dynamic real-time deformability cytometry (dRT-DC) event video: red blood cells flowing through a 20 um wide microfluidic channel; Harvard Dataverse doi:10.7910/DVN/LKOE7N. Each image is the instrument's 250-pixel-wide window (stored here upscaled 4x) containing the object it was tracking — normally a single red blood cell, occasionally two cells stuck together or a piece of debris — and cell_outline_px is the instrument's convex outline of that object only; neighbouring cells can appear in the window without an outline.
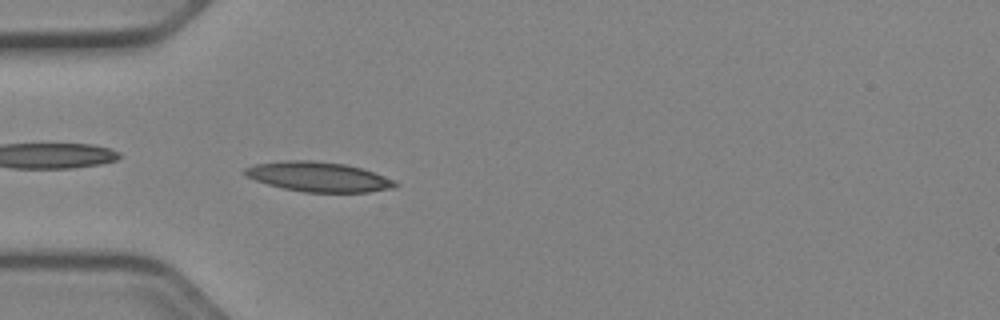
{"species": "Egyptian fruit bat (a non-hibernating species)", "species_latin": "Rousettus aegyptiacus", "temperature_condition": "cold", "stored_images_in_passage": 51, "camera_frame_rate_fps": 3000, "um_per_image_px": 0.085, "animal": {"sex": "female"}, "frame": {"image": 1, "passage_image": 15, "time_ms": 4.667, "image_size_px": [1000, 320], "cell_outline_px": [[400, 184], [396, 188], [368, 192], [304, 192], [284, 188], [268, 184], [244, 176], [244, 168], [256, 164], [284, 160], [312, 160], [344, 164], [360, 168], [396, 180]], "centroid_in_image_um": [27.09, 15.03], "position_along_channel_um": 57.9, "area_um2": 26.07}}
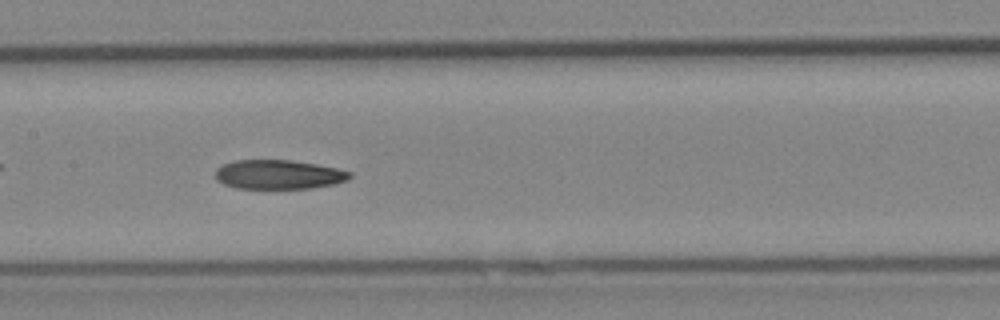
{"frame": {"image": 2, "passage_image": 25, "time_ms": 8.0, "image_size_px": [1000, 320], "cell_outline_px": [[352, 176], [348, 180], [332, 184], [312, 188], [236, 188], [224, 184], [216, 180], [216, 168], [224, 164], [236, 160], [292, 160], [316, 164], [336, 168], [352, 172]], "centroid_in_image_um": [23.69, 14.83], "position_along_channel_um": 183.7, "area_um2": 22.83}}
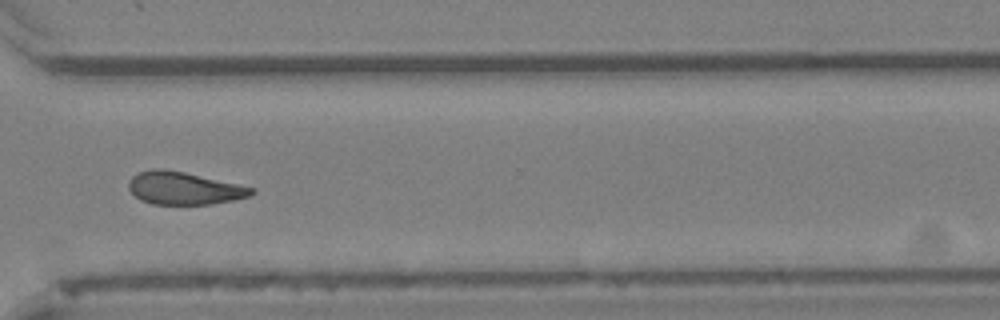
{"frame": {"image": 3, "passage_image": 38, "time_ms": 12.333, "image_size_px": [1000, 320], "cell_outline_px": [[256, 192], [248, 196], [232, 200], [212, 204], [152, 204], [140, 200], [128, 188], [128, 180], [132, 176], [140, 172], [152, 168], [160, 168], [184, 172], [240, 184], [256, 188]], "centroid_in_image_um": [15.64, 15.99], "position_along_channel_um": 355.0, "area_um2": 23.41}, "authors_computed_cell_mechanics": {"area_um2": 23.9292, "velocity_mm_per_s": 3.951, "shape_relaxation_time_tau1_ms": null, "shape_relaxation_time_tau2_ms": 10.2345, "deformation_change_tau1": null, "deformation_change_tau2": 0.2058}}